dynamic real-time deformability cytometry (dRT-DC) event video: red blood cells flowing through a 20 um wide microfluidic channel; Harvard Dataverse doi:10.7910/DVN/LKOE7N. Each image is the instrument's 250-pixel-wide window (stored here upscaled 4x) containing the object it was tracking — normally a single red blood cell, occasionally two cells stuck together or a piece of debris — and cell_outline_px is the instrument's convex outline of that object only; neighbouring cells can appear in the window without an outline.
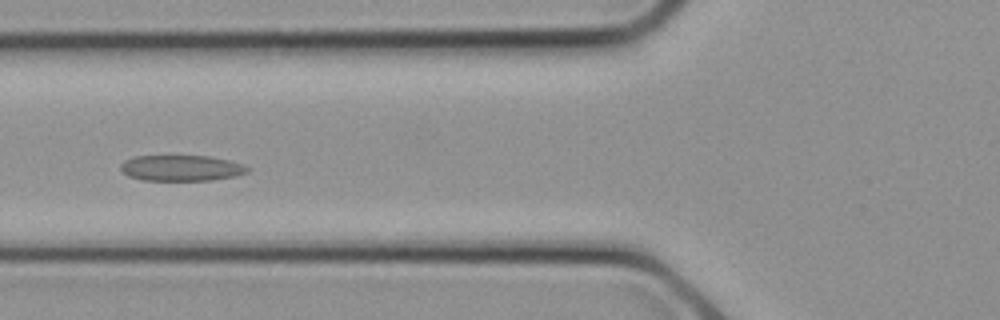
{"species": "common noctule bat (a hibernating species)", "species_latin": "Nyctalus noctula", "temperature_condition": "cold", "stored_images_in_passage": 16, "camera_frame_rate_fps": 3000, "um_per_image_px": 0.085, "animal": {"sex": "female", "body_mass_g": 21.9}, "frame": {"image": 1, "passage_image": 10, "time_ms": 3.0, "image_size_px": [1000, 320], "cell_outline_px": [[252, 168], [248, 172], [236, 176], [212, 180], [144, 180], [128, 176], [120, 168], [120, 164], [124, 160], [136, 156], [208, 156], [228, 160], [244, 164]], "centroid_in_image_um": [15.45, 14.28], "position_along_channel_um": 110.4, "area_um2": 19.13}}
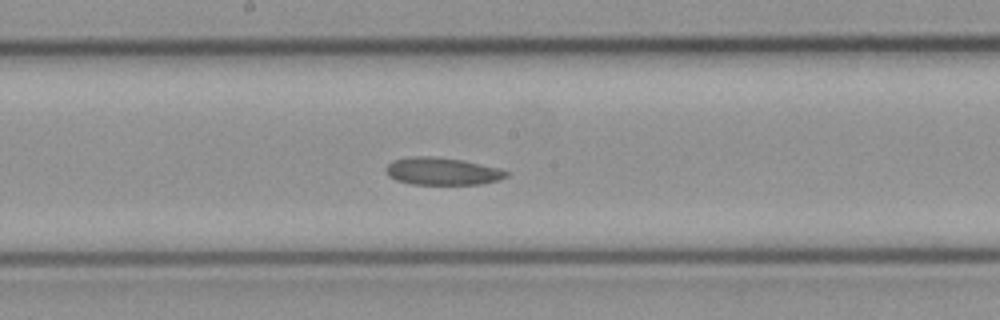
{"frame": {"image": 2, "passage_image": 14, "time_ms": 4.333, "image_size_px": [1000, 320], "cell_outline_px": [[508, 176], [500, 180], [480, 184], [412, 184], [396, 180], [388, 176], [384, 168], [392, 160], [412, 156], [436, 156], [464, 160], [496, 168], [508, 172]], "centroid_in_image_um": [37.55, 14.55], "position_along_channel_um": 210.7, "area_um2": 19.31}}
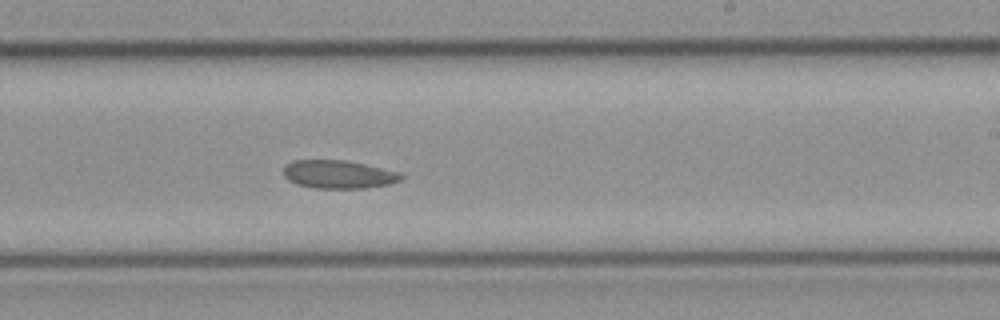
{"frame": {"image": 3, "passage_image": 16, "time_ms": 5.0, "image_size_px": [1000, 320], "cell_outline_px": [[404, 176], [400, 180], [388, 184], [364, 188], [316, 188], [296, 184], [288, 180], [284, 176], [284, 164], [292, 160], [344, 160], [364, 164], [400, 172]], "centroid_in_image_um": [28.73, 14.81], "position_along_channel_um": 260.3, "area_um2": 19.31}}